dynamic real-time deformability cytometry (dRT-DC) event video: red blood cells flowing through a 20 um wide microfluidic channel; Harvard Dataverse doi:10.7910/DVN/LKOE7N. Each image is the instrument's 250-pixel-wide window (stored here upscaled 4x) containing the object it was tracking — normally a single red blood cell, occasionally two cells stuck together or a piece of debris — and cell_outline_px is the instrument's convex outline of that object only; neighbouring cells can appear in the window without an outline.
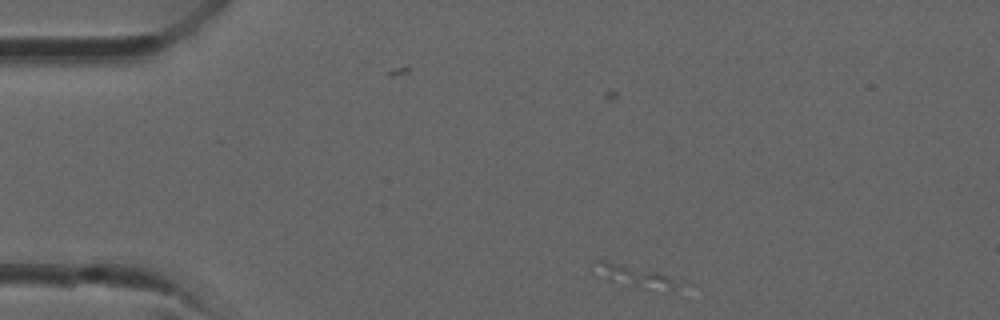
{"species": "common noctule bat (a hibernating species)", "species_latin": "Nyctalus noctula", "temperature_condition": "room temperature", "stored_images_in_passage": 3, "camera_frame_rate_fps": 3000, "um_per_image_px": 0.085, "animal": {"sex": "male", "forearm_length_mm": 52.5}, "frame": {"image": 1, "passage_image": 1, "time_ms": 0.0, "image_size_px": [1000, 320], "cell_outline_px": [[696, 284], [680, 296], [608, 280], [592, 260], [604, 260], [656, 272]], "centroid_in_image_um": [54.65, 23.64], "position_along_channel_um": 30.4, "area_um2": 11.73}}